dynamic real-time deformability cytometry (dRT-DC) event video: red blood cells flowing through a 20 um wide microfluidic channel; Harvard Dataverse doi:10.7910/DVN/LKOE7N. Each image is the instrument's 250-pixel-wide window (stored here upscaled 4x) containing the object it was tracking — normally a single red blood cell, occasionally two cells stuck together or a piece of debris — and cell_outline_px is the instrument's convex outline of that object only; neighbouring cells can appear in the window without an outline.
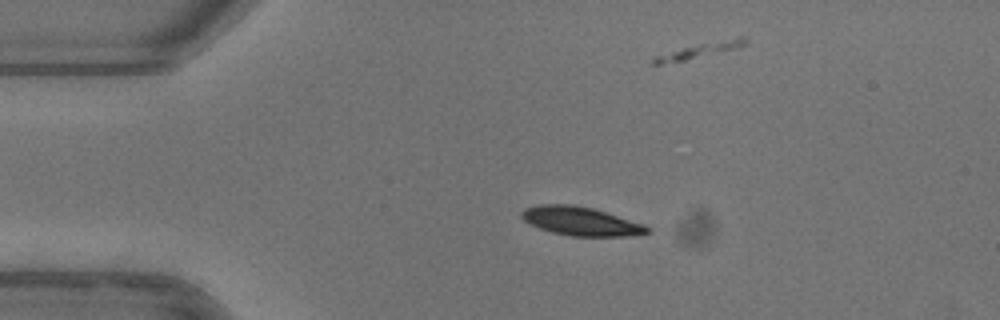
{"species": "common noctule bat (a hibernating species)", "species_latin": "Nyctalus noctula", "temperature_condition": "warm", "stored_images_in_passage": 35, "camera_frame_rate_fps": 3000, "um_per_image_px": 0.085, "animal": {"sex": "female"}, "frame": {"image": 1, "passage_image": 1, "time_ms": 0.0, "image_size_px": [1000, 320], "cell_outline_px": [[652, 232], [628, 236], [572, 236], [552, 232], [540, 228], [524, 220], [520, 216], [520, 212], [524, 208], [540, 204], [572, 204], [592, 208], [644, 224], [652, 228]], "centroid_in_image_um": [49.38, 18.8], "position_along_channel_um": 35.6, "area_um2": 20.98}}
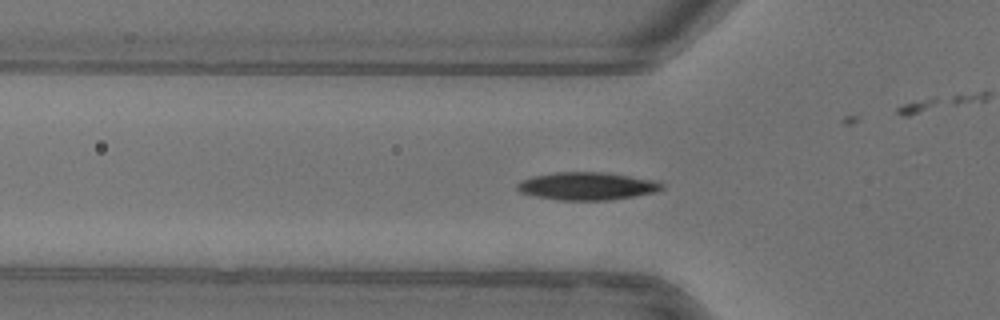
{"frame": {"image": 2, "passage_image": 7, "time_ms": 2.0, "image_size_px": [1000, 320], "cell_outline_px": [[664, 188], [656, 192], [608, 200], [556, 200], [536, 196], [520, 192], [516, 188], [516, 184], [532, 176], [556, 172], [600, 172], [628, 176], [652, 180], [664, 184]], "centroid_in_image_um": [49.87, 15.82], "position_along_channel_um": 75.9, "area_um2": 23.12}}
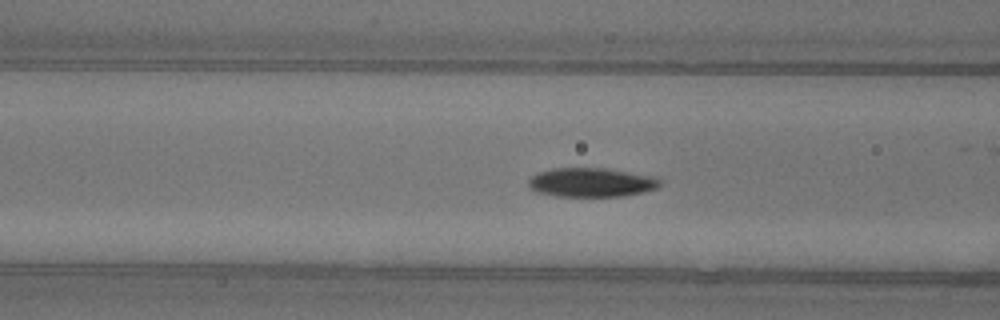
{"frame": {"image": 3, "passage_image": 10, "time_ms": 3.0, "image_size_px": [1000, 320], "cell_outline_px": [[660, 184], [656, 188], [624, 196], [556, 196], [536, 192], [528, 188], [528, 180], [536, 172], [552, 168], [604, 168], [656, 176], [660, 180]], "centroid_in_image_um": [50.21, 15.49], "position_along_channel_um": 116.4, "area_um2": 22.37}, "authors_computed_cell_mechanics": {"area_um2": 22.7732, "velocity_mm_per_s": 3.9701, "shape_relaxation_time_tau1_ms": 3.2635, "shape_relaxation_time_tau2_ms": 4.75, "deformation_change_tau1": 0.1464, "deformation_change_tau2": 0.0525}}